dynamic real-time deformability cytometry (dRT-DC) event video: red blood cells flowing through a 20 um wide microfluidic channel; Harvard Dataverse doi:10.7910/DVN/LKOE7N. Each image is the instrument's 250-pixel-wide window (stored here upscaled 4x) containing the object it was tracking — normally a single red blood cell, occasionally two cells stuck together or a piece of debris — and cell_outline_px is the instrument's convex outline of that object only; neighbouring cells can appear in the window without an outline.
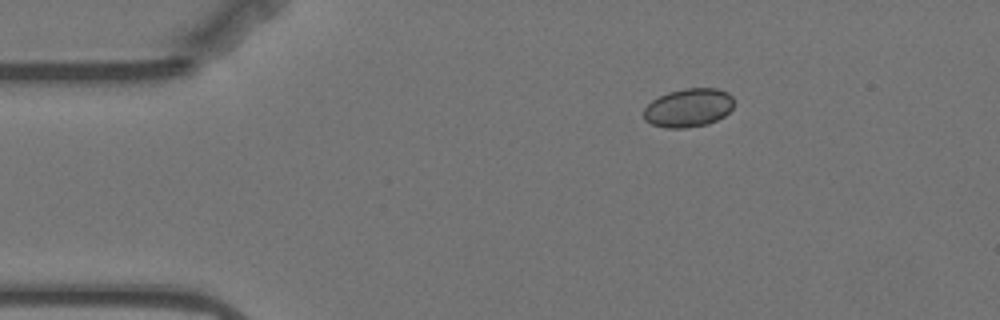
{"species": "Egyptian fruit bat (a non-hibernating species)", "species_latin": "Rousettus aegyptiacus", "temperature_condition": "warm", "stored_images_in_passage": 49, "camera_frame_rate_fps": 3000, "um_per_image_px": 0.085, "animal": {"sex": "female"}, "frame": {"image": 1, "passage_image": 1, "time_ms": 0.0, "image_size_px": [1000, 320], "cell_outline_px": [[732, 108], [724, 116], [708, 124], [684, 128], [668, 128], [652, 124], [644, 120], [644, 108], [652, 100], [668, 92], [684, 88], [716, 88], [728, 92], [732, 96]], "centroid_in_image_um": [58.51, 9.15], "position_along_channel_um": 26.5, "area_um2": 20.23}}
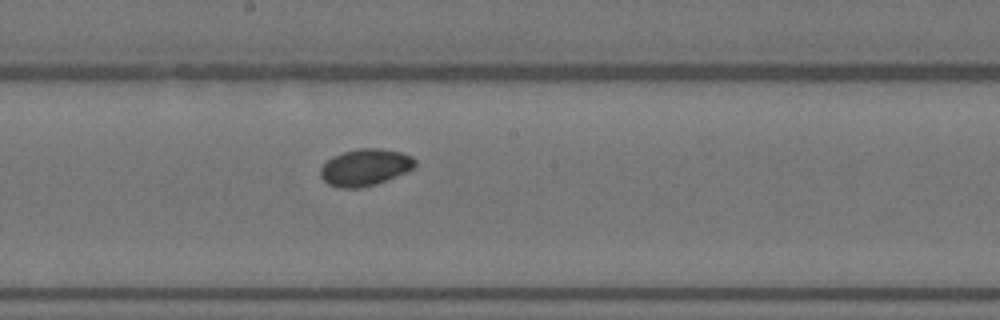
{"frame": {"image": 2, "passage_image": 22, "time_ms": 7.0, "image_size_px": [1000, 320], "cell_outline_px": [[416, 164], [412, 168], [404, 172], [376, 184], [360, 188], [340, 188], [328, 184], [320, 176], [320, 168], [332, 156], [344, 152], [360, 148], [380, 148], [400, 152], [412, 156], [416, 160]], "centroid_in_image_um": [31.01, 14.22], "position_along_channel_um": 217.2, "area_um2": 20.11}}
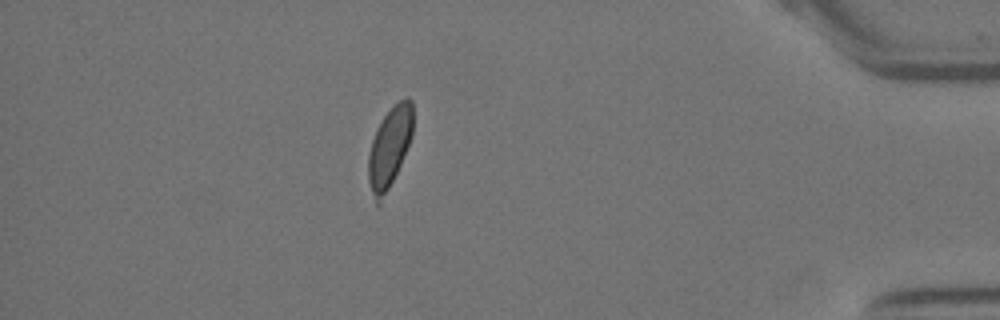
{"frame": {"image": 3, "passage_image": 42, "time_ms": 13.667, "image_size_px": [1000, 320], "cell_outline_px": [[412, 136], [400, 164], [380, 208], [376, 204], [368, 180], [368, 156], [372, 140], [376, 128], [384, 116], [400, 100], [408, 96], [412, 100]], "centroid_in_image_um": [33.09, 12.58], "position_along_channel_um": 402.1, "area_um2": 20.75}, "authors_computed_cell_mechanics": {"area_um2": 20.4034, "velocity_mm_per_s": 3.5009, "shape_relaxation_time_tau1_ms": 3.971, "shape_relaxation_time_tau2_ms": null, "deformation_change_tau1": 0.07, "deformation_change_tau2": null}}